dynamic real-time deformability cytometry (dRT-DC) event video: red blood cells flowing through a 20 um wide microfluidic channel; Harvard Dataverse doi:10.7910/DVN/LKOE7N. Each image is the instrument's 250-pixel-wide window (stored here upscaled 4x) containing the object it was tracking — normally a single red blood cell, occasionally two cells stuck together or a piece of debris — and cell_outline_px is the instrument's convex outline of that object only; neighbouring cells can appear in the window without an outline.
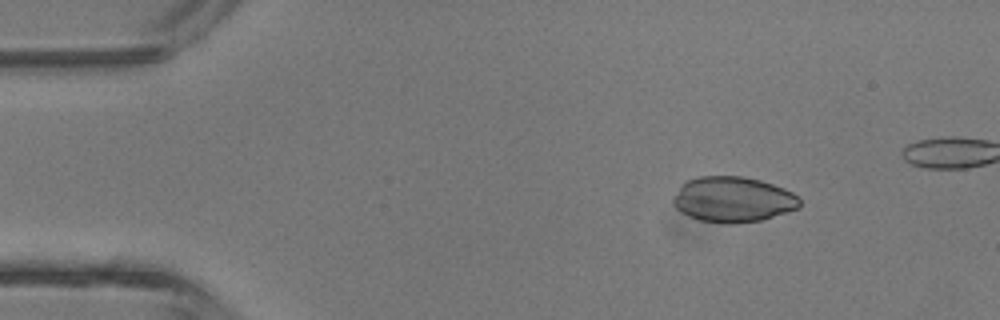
{"species": "common noctule bat (a hibernating species)", "species_latin": "Nyctalus noctula", "temperature_condition": "room temperature", "stored_images_in_passage": 4, "camera_frame_rate_fps": 3000, "um_per_image_px": 0.085, "animal": {"sex": "male", "body_mass_g": 13.3}, "frame": {"image": 1, "passage_image": 1, "time_ms": 0.0, "image_size_px": [1000, 320], "cell_outline_px": [[800, 208], [760, 220], [736, 224], [728, 224], [700, 220], [688, 216], [680, 212], [672, 204], [672, 200], [680, 188], [688, 180], [700, 176], [740, 176], [760, 180], [784, 188], [792, 192], [800, 200]], "centroid_in_image_um": [62.31, 16.96], "position_along_channel_um": 22.7, "area_um2": 33.41}}